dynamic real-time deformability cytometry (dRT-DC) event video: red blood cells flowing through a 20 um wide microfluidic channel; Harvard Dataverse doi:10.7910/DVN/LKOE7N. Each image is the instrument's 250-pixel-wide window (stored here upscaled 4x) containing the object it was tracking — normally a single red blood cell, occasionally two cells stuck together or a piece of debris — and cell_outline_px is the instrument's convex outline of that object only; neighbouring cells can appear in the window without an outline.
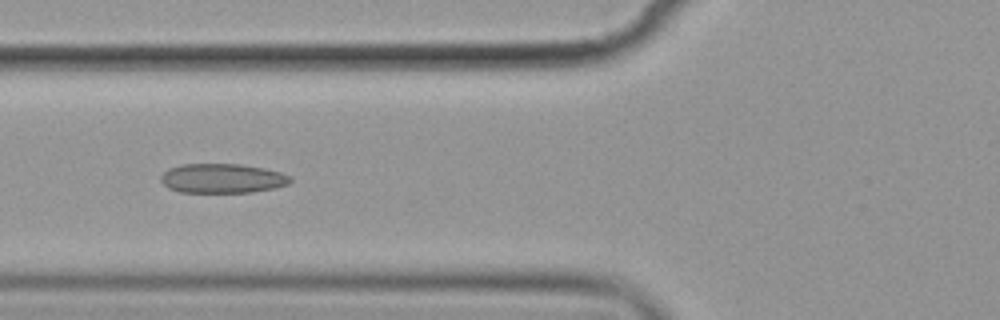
{"species": "common noctule bat (a hibernating species)", "species_latin": "Nyctalus noctula", "temperature_condition": "cold", "stored_images_in_passage": 14, "camera_frame_rate_fps": 3000, "um_per_image_px": 0.085, "animal": {"sex": "female", "body_mass_g": 19.9}, "frame": {"image": 1, "passage_image": 5, "time_ms": 5.667, "image_size_px": [1000, 320], "cell_outline_px": [[292, 180], [288, 184], [276, 188], [252, 192], [180, 192], [168, 188], [160, 180], [160, 176], [168, 168], [180, 164], [240, 164], [264, 168], [280, 172], [292, 176]], "centroid_in_image_um": [18.9, 15.16], "position_along_channel_um": 106.9, "area_um2": 22.37}}
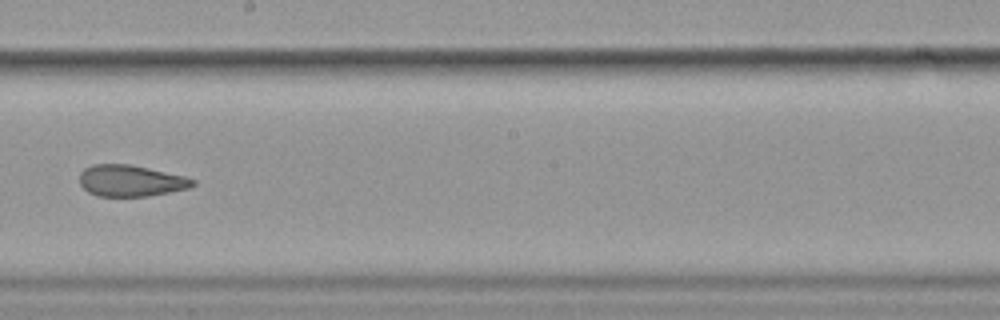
{"frame": {"image": 2, "passage_image": 8, "time_ms": 9.333, "image_size_px": [1000, 320], "cell_outline_px": [[196, 184], [188, 188], [148, 196], [96, 196], [88, 192], [80, 184], [80, 172], [84, 168], [92, 164], [132, 164], [184, 176], [196, 180]], "centroid_in_image_um": [11.09, 15.35], "position_along_channel_um": 237.1, "area_um2": 20.75}}
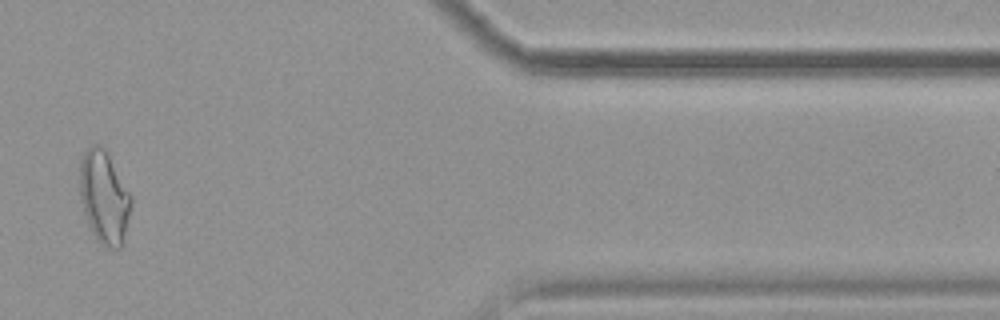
{"frame": {"image": 3, "passage_image": 12, "time_ms": 15.0, "image_size_px": [1000, 320], "cell_outline_px": [[132, 204], [128, 220], [120, 248], [112, 248], [100, 244], [96, 240], [84, 212], [80, 200], [80, 156], [92, 144], [100, 144], [104, 148], [132, 196]], "centroid_in_image_um": [8.84, 16.73], "position_along_channel_um": 402.6, "area_um2": 27.51}, "authors_computed_cell_mechanics": {"area_um2": 22.831, "velocity_mm_per_s": 3.5625, "shape_relaxation_time_tau1_ms": 7.573, "shape_relaxation_time_tau2_ms": 1.6094, "deformation_change_tau1": 0.159, "deformation_change_tau2": 0.0663}}